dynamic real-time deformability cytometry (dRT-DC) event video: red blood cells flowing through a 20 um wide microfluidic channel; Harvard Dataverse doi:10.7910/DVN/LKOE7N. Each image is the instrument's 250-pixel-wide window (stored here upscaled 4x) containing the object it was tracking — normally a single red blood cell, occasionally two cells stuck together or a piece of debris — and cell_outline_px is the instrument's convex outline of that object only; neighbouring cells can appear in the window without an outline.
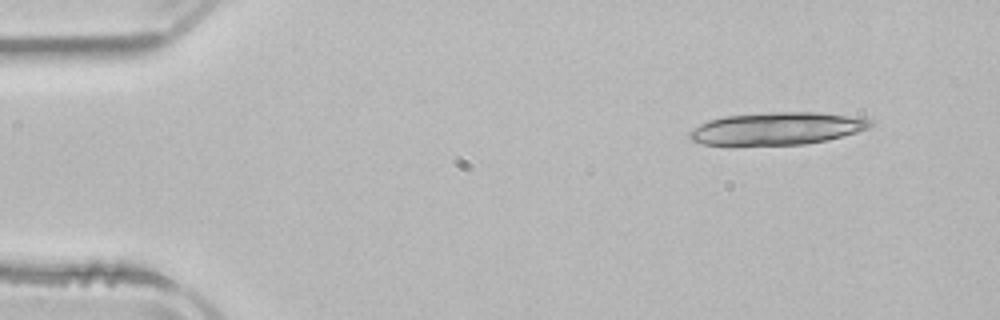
{"species": "common noctule bat (a hibernating species)", "species_latin": "Nyctalus noctula", "temperature_condition": "room temperature", "stored_images_in_passage": 3, "camera_frame_rate_fps": 3000, "um_per_image_px": 0.085, "animal": {"sex": "male", "body_mass_g": 21.5, "forearm_length_mm": 52.0}, "frame": {"image": 1, "passage_image": 1, "time_ms": 0.0, "image_size_px": [1000, 320], "cell_outline_px": [[876, 124], [868, 128], [856, 132], [828, 140], [804, 144], [704, 144], [692, 140], [688, 136], [688, 132], [692, 128], [708, 120], [724, 116], [772, 112], [820, 112], [864, 116], [876, 120]], "centroid_in_image_um": [66.16, 10.89], "position_along_channel_um": 18.8, "area_um2": 34.45}}